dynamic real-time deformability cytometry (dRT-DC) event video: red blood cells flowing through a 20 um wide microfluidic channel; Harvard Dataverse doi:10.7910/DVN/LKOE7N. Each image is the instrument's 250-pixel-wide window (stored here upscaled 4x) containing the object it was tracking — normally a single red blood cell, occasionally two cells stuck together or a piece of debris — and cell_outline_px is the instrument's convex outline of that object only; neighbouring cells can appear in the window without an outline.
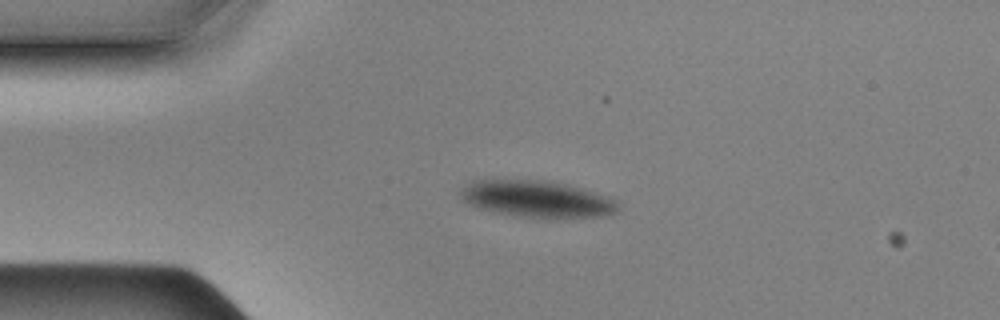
{"species": "Egyptian fruit bat (a non-hibernating species)", "species_latin": "Rousettus aegyptiacus", "temperature_condition": "cold", "stored_images_in_passage": 45, "camera_frame_rate_fps": 3000, "um_per_image_px": 0.085, "animal": {"sex": "male"}, "frame": {"image": 1, "passage_image": 1, "time_ms": 0.0, "image_size_px": [1000, 320], "cell_outline_px": [[620, 208], [616, 212], [604, 216], [524, 216], [496, 212], [480, 208], [468, 204], [460, 200], [460, 192], [472, 180], [540, 180], [564, 184], [608, 196], [616, 200]], "centroid_in_image_um": [45.61, 16.89], "position_along_channel_um": 39.4, "area_um2": 32.71}}
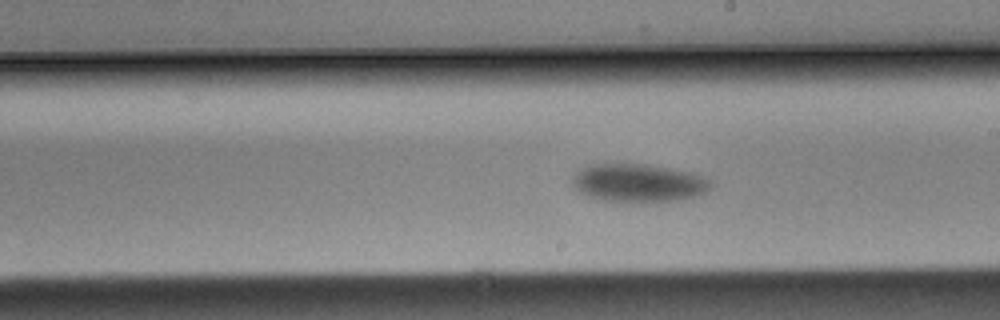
{"frame": {"image": 2, "passage_image": 20, "time_ms": 6.333, "image_size_px": [1000, 320], "cell_outline_px": [[712, 188], [696, 196], [684, 200], [656, 204], [628, 204], [596, 200], [580, 192], [572, 184], [572, 176], [580, 168], [588, 164], [604, 160], [624, 160], [648, 164], [692, 172], [712, 180]], "centroid_in_image_um": [54.21, 15.54], "position_along_channel_um": 234.8, "area_um2": 33.41}}
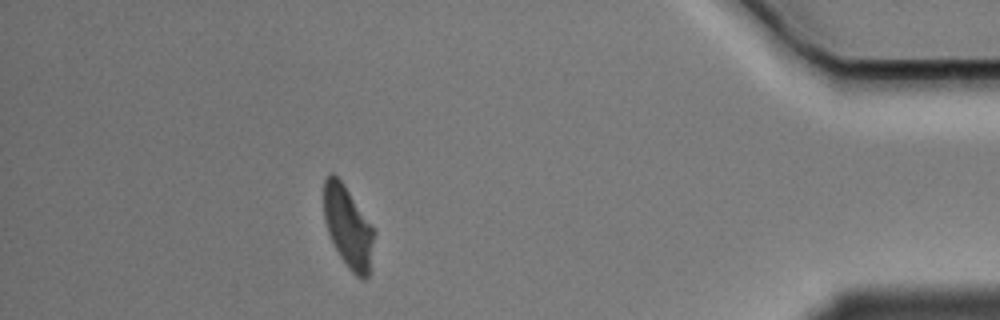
{"frame": {"image": 3, "passage_image": 39, "time_ms": 12.667, "image_size_px": [1000, 320], "cell_outline_px": [[376, 232], [368, 276], [364, 280], [356, 276], [348, 268], [340, 256], [328, 232], [324, 220], [324, 180], [332, 172], [344, 184]], "centroid_in_image_um": [29.59, 19.31], "position_along_channel_um": 405.6, "area_um2": 23.64}}